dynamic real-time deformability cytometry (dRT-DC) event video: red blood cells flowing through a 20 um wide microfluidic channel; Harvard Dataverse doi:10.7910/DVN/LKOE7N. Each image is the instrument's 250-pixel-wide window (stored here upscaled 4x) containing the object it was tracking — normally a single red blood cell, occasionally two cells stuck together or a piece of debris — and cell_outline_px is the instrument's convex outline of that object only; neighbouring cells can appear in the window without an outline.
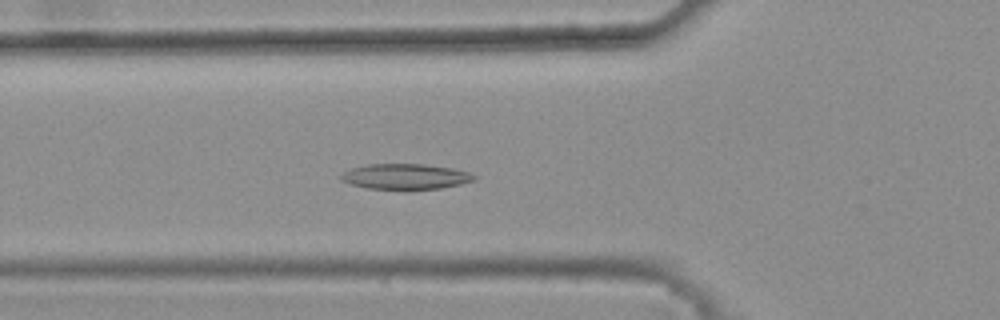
{"species": "common noctule bat (a hibernating species)", "species_latin": "Nyctalus noctula", "temperature_condition": "warm", "stored_images_in_passage": 43, "camera_frame_rate_fps": 3000, "um_per_image_px": 0.085, "animal": {"sex": "female", "body_mass_g": 25.1}, "frame": {"image": 1, "passage_image": 18, "time_ms": 5.667, "image_size_px": [1000, 320], "cell_outline_px": [[476, 176], [472, 180], [460, 184], [440, 188], [368, 188], [352, 184], [340, 180], [340, 176], [344, 172], [352, 168], [368, 164], [424, 164], [452, 168], [468, 172]], "centroid_in_image_um": [34.44, 14.98], "position_along_channel_um": 91.4, "area_um2": 19.19}}
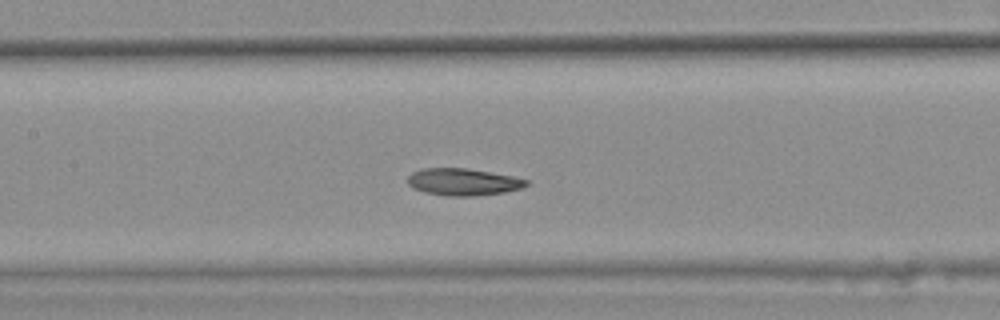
{"frame": {"image": 2, "passage_image": 24, "time_ms": 7.667, "image_size_px": [1000, 320], "cell_outline_px": [[528, 184], [520, 188], [504, 192], [476, 196], [448, 196], [424, 192], [412, 188], [408, 184], [408, 176], [412, 172], [420, 168], [468, 168], [512, 176], [528, 180]], "centroid_in_image_um": [39.32, 15.46], "position_along_channel_um": 168.1, "area_um2": 18.73}}
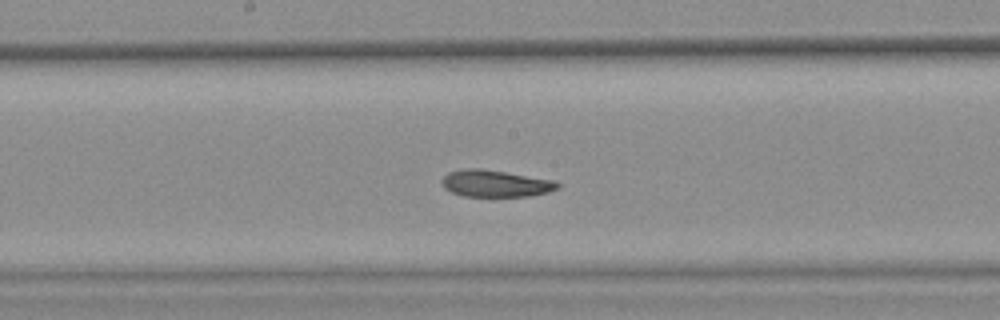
{"frame": {"image": 3, "passage_image": 27, "time_ms": 8.667, "image_size_px": [1000, 320], "cell_outline_px": [[560, 188], [548, 192], [528, 196], [464, 196], [452, 192], [444, 188], [440, 180], [448, 172], [464, 168], [480, 168], [552, 180], [560, 184]], "centroid_in_image_um": [42.07, 15.59], "position_along_channel_um": 206.1, "area_um2": 17.98}, "authors_computed_cell_mechanics": {"area_um2": 19.1896, "velocity_mm_per_s": 3.8259, "shape_relaxation_time_tau1_ms": 8.3686, "shape_relaxation_time_tau2_ms": 6.2052, "deformation_change_tau1": 0.1709, "deformation_change_tau2": 0.1514}}